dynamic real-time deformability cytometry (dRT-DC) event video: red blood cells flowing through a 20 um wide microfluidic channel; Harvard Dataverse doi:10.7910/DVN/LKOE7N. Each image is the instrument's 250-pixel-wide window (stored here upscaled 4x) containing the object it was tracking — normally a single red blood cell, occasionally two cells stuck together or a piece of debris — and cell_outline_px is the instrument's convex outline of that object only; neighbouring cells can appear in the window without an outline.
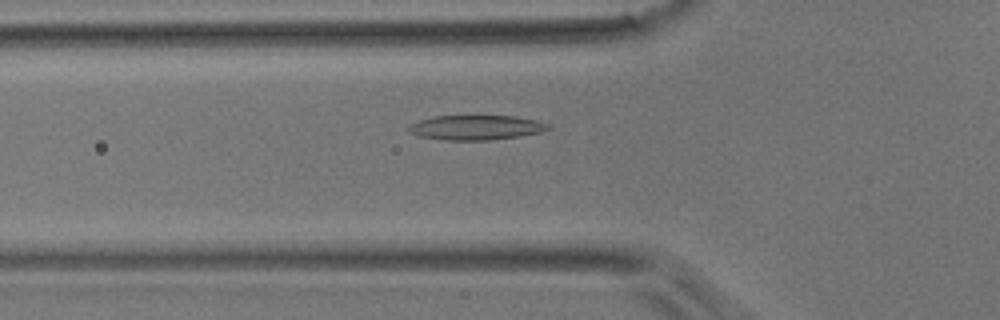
{"species": "common noctule bat (a hibernating species)", "species_latin": "Nyctalus noctula", "temperature_condition": "room temperature", "stored_images_in_passage": 32, "camera_frame_rate_fps": 3000, "um_per_image_px": 0.085, "animal": {"sex": "male", "body_mass_g": 17.9}, "frame": {"image": 1, "passage_image": 3, "time_ms": 0.667, "image_size_px": [1000, 320], "cell_outline_px": [[552, 128], [540, 132], [520, 136], [488, 140], [448, 140], [420, 136], [408, 132], [404, 128], [408, 124], [420, 120], [436, 116], [516, 116], [536, 120], [548, 124]], "centroid_in_image_um": [40.43, 10.83], "position_along_channel_um": 85.4, "area_um2": 20.11}}
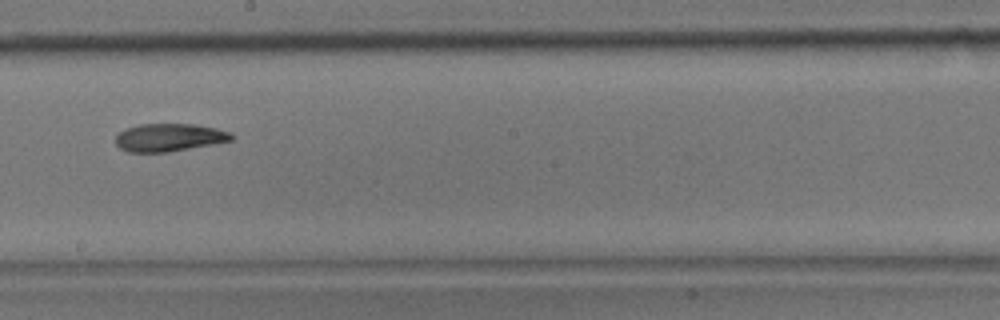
{"frame": {"image": 2, "passage_image": 13, "time_ms": 4.0, "image_size_px": [1000, 320], "cell_outline_px": [[236, 136], [232, 140], [212, 144], [168, 152], [128, 152], [120, 148], [116, 144], [116, 136], [120, 132], [128, 128], [140, 124], [192, 124], [216, 128], [232, 132]], "centroid_in_image_um": [14.41, 11.68], "position_along_channel_um": 233.8, "area_um2": 18.73}}
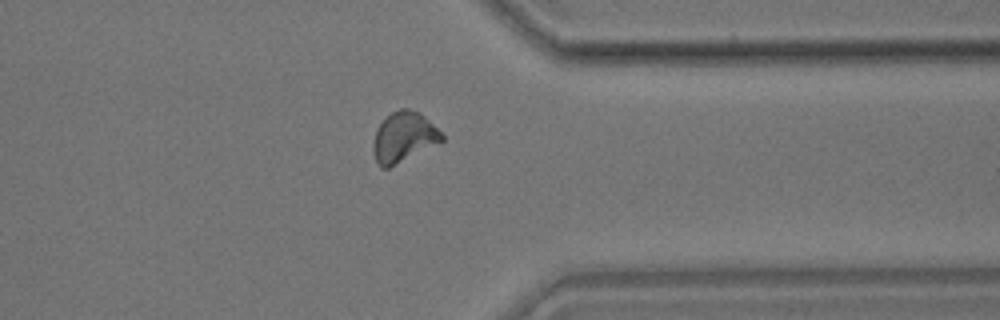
{"frame": {"image": 3, "passage_image": 23, "time_ms": 7.333, "image_size_px": [1000, 320], "cell_outline_px": [[444, 140], [388, 168], [380, 168], [372, 152], [372, 144], [376, 128], [392, 112], [400, 108], [408, 108], [420, 112], [444, 136]], "centroid_in_image_um": [34.28, 11.65], "position_along_channel_um": 377.1, "area_um2": 19.83}}